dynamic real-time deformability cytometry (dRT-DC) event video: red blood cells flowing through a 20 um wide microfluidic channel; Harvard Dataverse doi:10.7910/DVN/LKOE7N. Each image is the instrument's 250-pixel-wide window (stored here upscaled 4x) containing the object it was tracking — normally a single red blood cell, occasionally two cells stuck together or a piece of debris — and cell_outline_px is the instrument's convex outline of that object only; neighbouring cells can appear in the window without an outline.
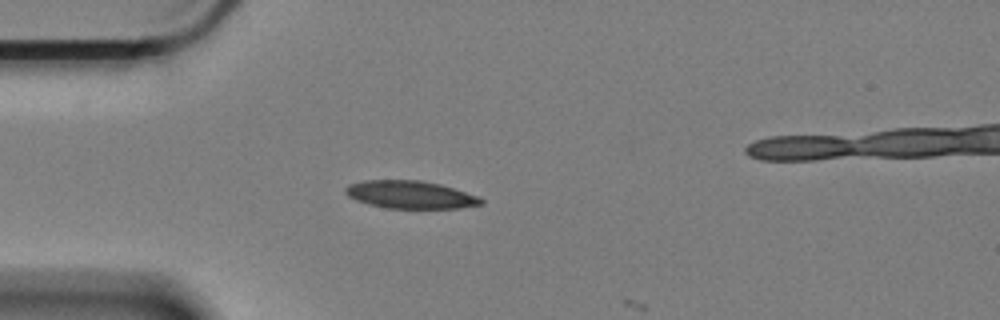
{"species": "Egyptian fruit bat (a non-hibernating species)", "species_latin": "Rousettus aegyptiacus", "temperature_condition": "cold", "stored_images_in_passage": 13, "camera_frame_rate_fps": 3000, "um_per_image_px": 0.085, "animal": {"sex": "female"}, "frame": {"image": 1, "passage_image": 12, "time_ms": 3.667, "image_size_px": [1000, 320], "cell_outline_px": [[484, 204], [460, 208], [388, 208], [368, 204], [356, 200], [348, 196], [344, 192], [344, 188], [348, 184], [364, 180], [420, 180], [440, 184], [480, 196], [484, 200]], "centroid_in_image_um": [34.89, 16.54], "position_along_channel_um": 50.1, "area_um2": 22.08}}